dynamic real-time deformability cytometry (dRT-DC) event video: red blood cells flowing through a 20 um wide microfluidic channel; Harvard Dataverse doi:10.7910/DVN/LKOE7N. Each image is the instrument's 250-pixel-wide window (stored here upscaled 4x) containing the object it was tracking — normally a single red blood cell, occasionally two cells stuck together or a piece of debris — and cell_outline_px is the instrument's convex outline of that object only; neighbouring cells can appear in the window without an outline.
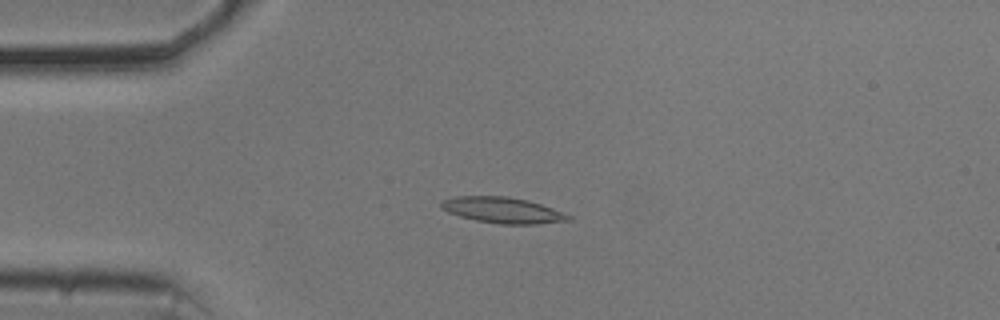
{"species": "common noctule bat (a hibernating species)", "species_latin": "Nyctalus noctula", "temperature_condition": "cold", "stored_images_in_passage": 54, "camera_frame_rate_fps": 3000, "um_per_image_px": 0.085, "animal": {"sex": "male", "body_mass_g": 20.5, "forearm_length_mm": 52.5}, "frame": {"image": 1, "passage_image": 13, "time_ms": 4.0, "image_size_px": [1000, 320], "cell_outline_px": [[572, 220], [536, 224], [500, 224], [476, 220], [460, 216], [448, 212], [440, 208], [440, 200], [456, 196], [508, 196], [528, 200], [552, 208], [572, 216]], "centroid_in_image_um": [42.7, 17.86], "position_along_channel_um": 42.3, "area_um2": 19.25}}
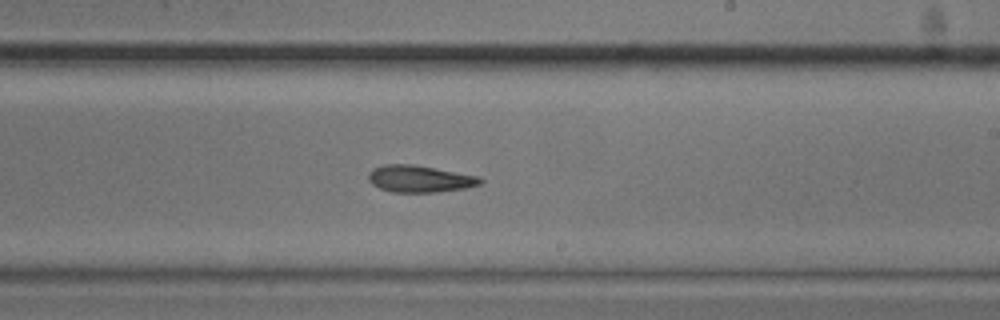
{"frame": {"image": 2, "passage_image": 32, "time_ms": 10.333, "image_size_px": [1000, 320], "cell_outline_px": [[484, 180], [480, 184], [464, 188], [436, 192], [392, 192], [380, 188], [372, 184], [368, 180], [368, 172], [372, 168], [384, 164], [412, 164], [480, 176]], "centroid_in_image_um": [35.65, 15.19], "position_along_channel_um": 253.4, "area_um2": 17.57}}
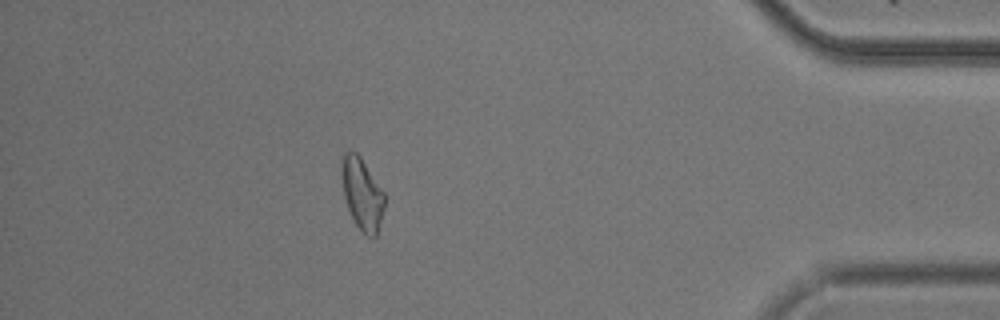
{"frame": {"image": 3, "passage_image": 48, "time_ms": 15.667, "image_size_px": [1000, 320], "cell_outline_px": [[384, 208], [376, 236], [368, 236], [352, 220], [344, 196], [340, 172], [340, 164], [344, 152], [348, 148], [356, 152], [360, 156], [384, 192]], "centroid_in_image_um": [30.74, 16.41], "position_along_channel_um": 404.5, "area_um2": 17.98}}